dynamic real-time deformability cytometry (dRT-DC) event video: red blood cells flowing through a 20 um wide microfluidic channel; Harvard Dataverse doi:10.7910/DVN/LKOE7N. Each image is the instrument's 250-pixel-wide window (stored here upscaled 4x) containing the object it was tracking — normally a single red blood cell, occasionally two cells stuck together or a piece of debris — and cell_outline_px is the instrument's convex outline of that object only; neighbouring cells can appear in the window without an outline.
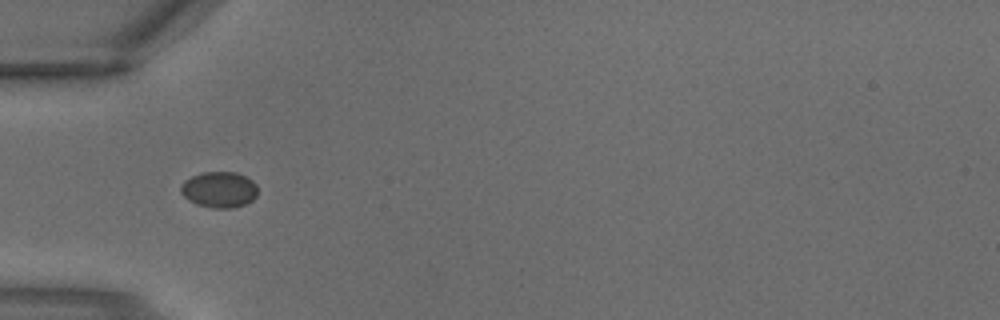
{"species": "common noctule bat (a hibernating species)", "species_latin": "Nyctalus noctula", "temperature_condition": "warm", "stored_images_in_passage": 2, "camera_frame_rate_fps": 3000, "um_per_image_px": 0.085, "animal": {"sex": "male", "body_mass_g": 18.8}, "frame": {"image": 1, "passage_image": 2, "time_ms": 0.333, "image_size_px": [1000, 320], "cell_outline_px": [[256, 196], [252, 200], [244, 204], [232, 208], [212, 208], [196, 204], [188, 200], [180, 192], [180, 184], [184, 180], [200, 172], [236, 172], [252, 180], [256, 184]], "centroid_in_image_um": [18.59, 16.11], "position_along_channel_um": 66.4, "area_um2": 16.18}}